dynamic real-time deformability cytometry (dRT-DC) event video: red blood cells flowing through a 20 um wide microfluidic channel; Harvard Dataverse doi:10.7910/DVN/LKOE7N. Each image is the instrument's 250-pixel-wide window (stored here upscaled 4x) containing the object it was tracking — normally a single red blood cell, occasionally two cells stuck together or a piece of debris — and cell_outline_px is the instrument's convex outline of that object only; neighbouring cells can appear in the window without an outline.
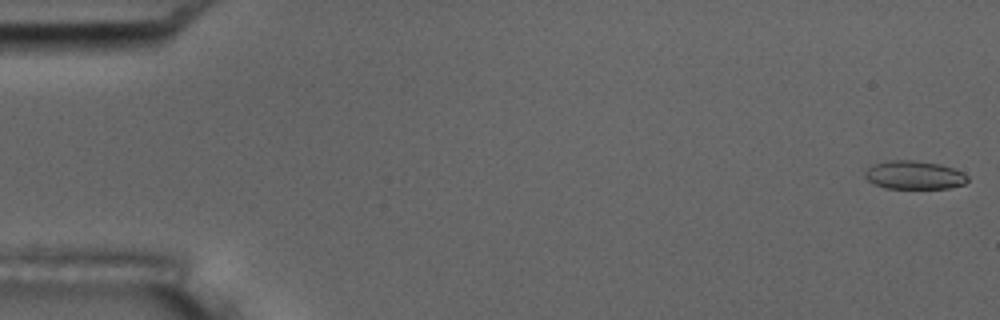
{"species": "common noctule bat (a hibernating species)", "species_latin": "Nyctalus noctula", "temperature_condition": "room temperature", "stored_images_in_passage": 54, "camera_frame_rate_fps": 3000, "um_per_image_px": 0.085, "animal": {"sex": "male", "body_mass_g": 17.5, "forearm_length_mm": 52.3}, "frame": {"image": 1, "passage_image": 1, "time_ms": 0.0, "image_size_px": [1000, 320], "cell_outline_px": [[968, 180], [964, 184], [948, 188], [884, 188], [872, 184], [864, 176], [864, 172], [868, 168], [876, 164], [888, 160], [912, 160], [940, 164], [964, 172], [968, 176]], "centroid_in_image_um": [77.7, 14.88], "position_along_channel_um": 7.3, "area_um2": 16.99}}
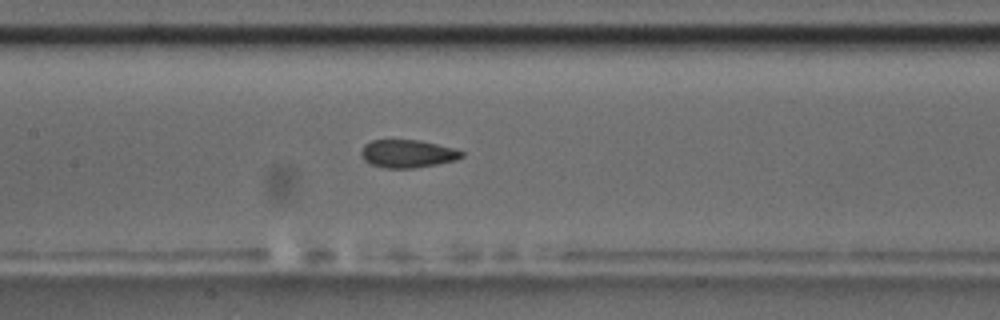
{"frame": {"image": 2, "passage_image": 26, "time_ms": 8.333, "image_size_px": [1000, 320], "cell_outline_px": [[464, 156], [456, 160], [436, 164], [412, 168], [384, 168], [372, 164], [364, 160], [360, 152], [364, 144], [372, 140], [420, 140], [452, 148], [464, 152]], "centroid_in_image_um": [34.63, 13.06], "position_along_channel_um": 172.8, "area_um2": 16.24}}
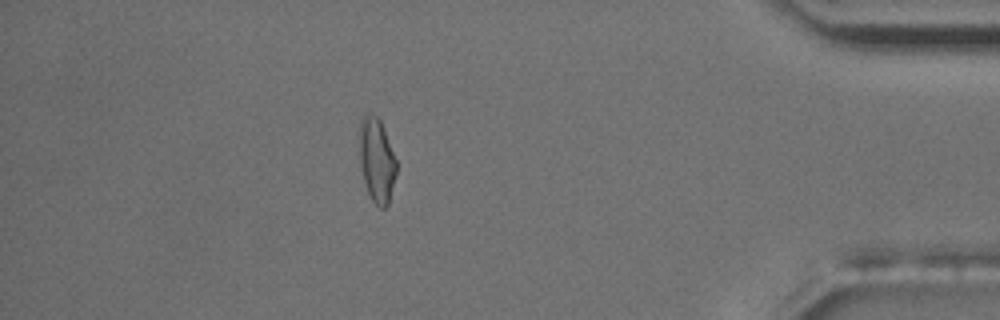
{"frame": {"image": 3, "passage_image": 48, "time_ms": 15.667, "image_size_px": [1000, 320], "cell_outline_px": [[396, 172], [388, 204], [384, 208], [380, 208], [372, 200], [368, 192], [360, 168], [356, 136], [360, 120], [364, 112], [368, 112], [376, 116], [380, 120], [384, 128], [396, 160]], "centroid_in_image_um": [31.95, 13.52], "position_along_channel_um": 403.2, "area_um2": 18.73}, "authors_computed_cell_mechanics": {"area_um2": 17.0799, "velocity_mm_per_s": 3.7238, "shape_relaxation_time_tau1_ms": 5.434, "shape_relaxation_time_tau2_ms": 2.3323, "deformation_change_tau1": 0.1412, "deformation_change_tau2": 0.0913}}